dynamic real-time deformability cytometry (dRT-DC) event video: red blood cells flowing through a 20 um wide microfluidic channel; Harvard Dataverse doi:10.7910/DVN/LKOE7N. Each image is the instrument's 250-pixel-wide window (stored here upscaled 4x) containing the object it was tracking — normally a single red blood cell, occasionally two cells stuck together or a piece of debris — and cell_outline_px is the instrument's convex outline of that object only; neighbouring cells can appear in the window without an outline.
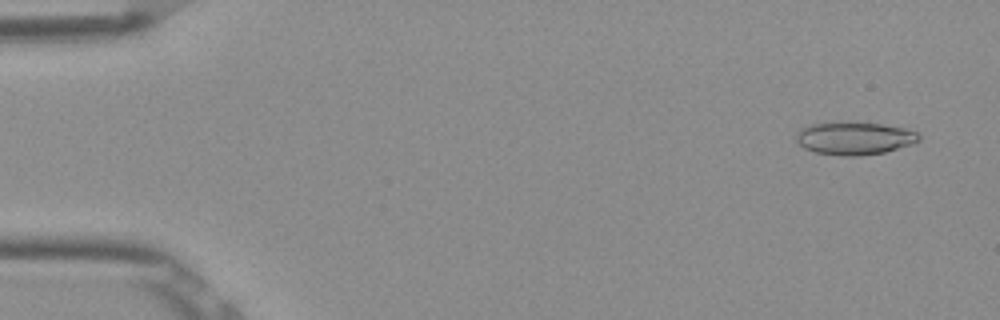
{"species": "Egyptian fruit bat (a non-hibernating species)", "species_latin": "Rousettus aegyptiacus", "temperature_condition": "room temperature", "stored_images_in_passage": 5, "camera_frame_rate_fps": 3000, "um_per_image_px": 0.085, "frame": {"image": 1, "passage_image": 1, "time_ms": 0.0, "image_size_px": [1000, 320], "cell_outline_px": [[920, 140], [912, 144], [884, 152], [860, 156], [840, 156], [816, 152], [804, 148], [796, 140], [796, 136], [804, 128], [812, 124], [880, 124], [904, 128], [916, 132], [920, 136]], "centroid_in_image_um": [72.67, 11.8], "position_along_channel_um": 12.3, "area_um2": 22.6}}
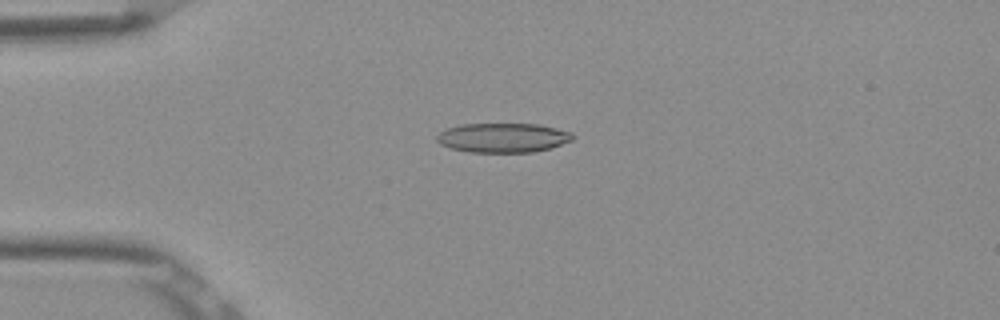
{"frame": {"image": 2, "passage_image": 4, "time_ms": 1.0, "image_size_px": [1000, 320], "cell_outline_px": [[572, 140], [552, 148], [532, 152], [468, 152], [452, 148], [440, 144], [436, 140], [436, 136], [440, 132], [448, 128], [460, 124], [536, 124], [556, 128], [572, 132]], "centroid_in_image_um": [42.74, 11.71], "position_along_channel_um": 42.3, "area_um2": 23.24}}